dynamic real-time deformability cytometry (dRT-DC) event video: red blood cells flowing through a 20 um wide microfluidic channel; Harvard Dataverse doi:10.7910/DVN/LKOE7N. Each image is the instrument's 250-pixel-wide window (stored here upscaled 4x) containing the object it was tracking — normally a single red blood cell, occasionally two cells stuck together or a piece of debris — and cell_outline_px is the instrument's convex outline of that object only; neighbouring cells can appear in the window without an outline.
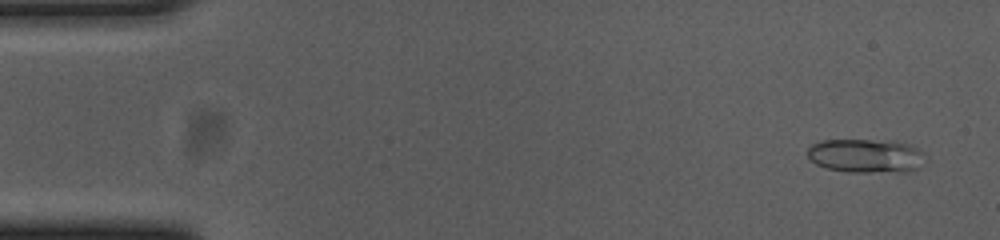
{"species": "common noctule bat (a hibernating species)", "species_latin": "Nyctalus noctula", "temperature_condition": "cold", "stored_images_in_passage": 54, "camera_frame_rate_fps": 3000, "um_per_image_px": 0.085, "animal": {"sex": "female", "body_mass_g": 23.0, "forearm_length_mm": 53.4}, "frame": {"image": 1, "passage_image": 3, "time_ms": 0.667, "image_size_px": [1000, 240], "cell_outline_px": [[928, 164], [912, 172], [848, 172], [824, 168], [816, 164], [808, 156], [808, 148], [812, 144], [820, 140], [892, 140], [908, 144], [924, 152]], "centroid_in_image_um": [73.69, 13.26], "position_along_channel_um": 11.3, "area_um2": 23.93}}
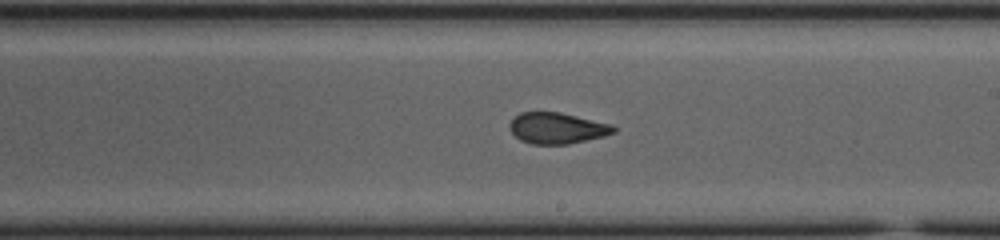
{"frame": {"image": 2, "passage_image": 31, "time_ms": 10.0, "image_size_px": [1000, 240], "cell_outline_px": [[616, 132], [604, 136], [568, 144], [532, 144], [520, 140], [512, 132], [508, 124], [520, 112], [560, 112], [612, 124], [616, 128]], "centroid_in_image_um": [47.36, 10.89], "position_along_channel_um": 241.6, "area_um2": 18.79}}
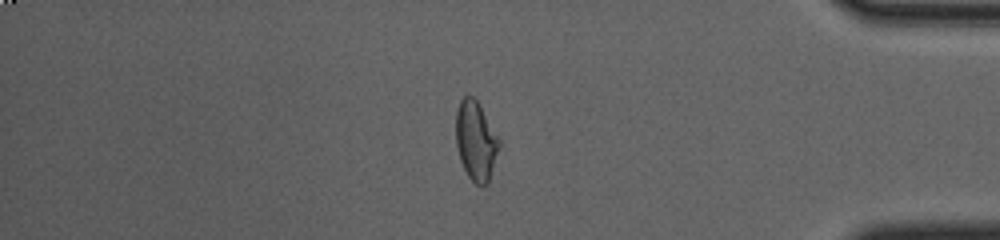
{"frame": {"image": 3, "passage_image": 46, "time_ms": 15.0, "image_size_px": [1000, 240], "cell_outline_px": [[500, 144], [488, 184], [476, 184], [468, 176], [460, 160], [456, 144], [456, 112], [460, 100], [468, 92], [476, 100], [500, 140]], "centroid_in_image_um": [40.43, 11.95], "position_along_channel_um": 394.8, "area_um2": 19.71}, "authors_computed_cell_mechanics": {"area_um2": 19.9121, "velocity_mm_per_s": 3.7092, "shape_relaxation_time_tau1_ms": null, "shape_relaxation_time_tau2_ms": 1.3668, "deformation_change_tau1": null, "deformation_change_tau2": 0.0694}}